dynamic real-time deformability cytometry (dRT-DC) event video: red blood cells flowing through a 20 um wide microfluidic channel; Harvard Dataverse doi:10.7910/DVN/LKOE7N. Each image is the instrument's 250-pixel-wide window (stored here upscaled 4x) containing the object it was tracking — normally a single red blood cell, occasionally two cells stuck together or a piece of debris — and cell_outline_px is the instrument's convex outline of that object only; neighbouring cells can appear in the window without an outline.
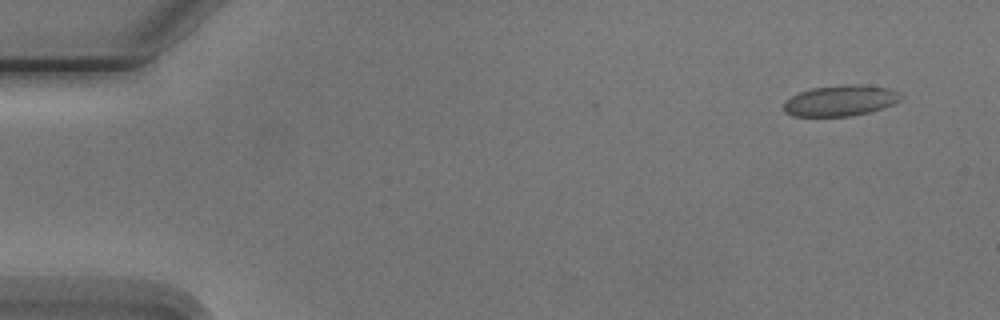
{"species": "Egyptian fruit bat (a non-hibernating species)", "species_latin": "Rousettus aegyptiacus", "temperature_condition": "cold", "stored_images_in_passage": 5, "camera_frame_rate_fps": 3000, "um_per_image_px": 0.085, "animal": {"sex": "male"}, "frame": {"image": 1, "passage_image": 1, "time_ms": 0.0, "image_size_px": [1000, 320], "cell_outline_px": [[904, 96], [900, 100], [884, 108], [852, 116], [792, 116], [784, 112], [784, 104], [792, 96], [800, 92], [812, 88], [856, 84], [888, 88]], "centroid_in_image_um": [71.44, 8.57], "position_along_channel_um": 13.6, "area_um2": 20.75}}
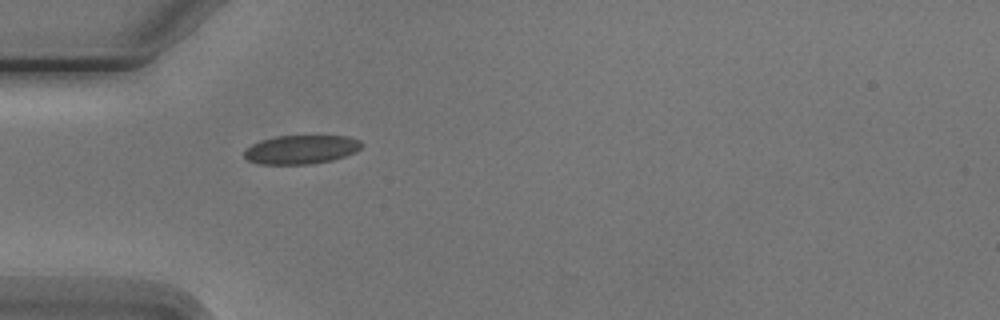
{"frame": {"image": 2, "passage_image": 5, "time_ms": 4.333, "image_size_px": [1000, 320], "cell_outline_px": [[364, 144], [356, 152], [332, 160], [312, 164], [260, 164], [248, 160], [244, 156], [244, 148], [260, 140], [276, 136], [348, 136], [360, 140]], "centroid_in_image_um": [25.59, 12.7], "position_along_channel_um": 59.4, "area_um2": 19.83}}